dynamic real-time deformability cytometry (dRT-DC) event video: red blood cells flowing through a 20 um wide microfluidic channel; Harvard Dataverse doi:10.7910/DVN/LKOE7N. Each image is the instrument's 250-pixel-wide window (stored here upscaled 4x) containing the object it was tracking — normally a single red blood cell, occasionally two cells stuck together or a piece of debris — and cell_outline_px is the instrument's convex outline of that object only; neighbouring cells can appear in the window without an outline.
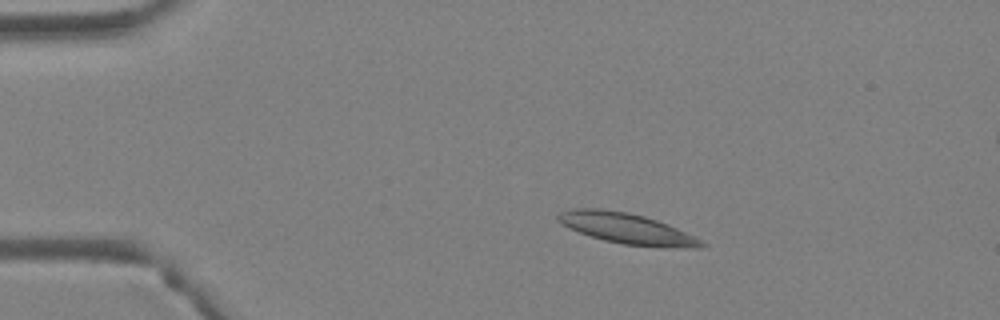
{"species": "Egyptian fruit bat (a non-hibernating species)", "species_latin": "Rousettus aegyptiacus", "temperature_condition": "warm", "stored_images_in_passage": 5, "camera_frame_rate_fps": 3000, "um_per_image_px": 0.085, "animal": {"sex": "female"}, "frame": {"image": 1, "passage_image": 3, "time_ms": 0.667, "image_size_px": [1000, 320], "cell_outline_px": [[708, 244], [704, 248], [668, 248], [624, 244], [604, 240], [580, 232], [556, 220], [556, 216], [560, 212], [572, 208], [600, 208], [628, 212], [644, 216], [668, 224]], "centroid_in_image_um": [53.31, 19.42], "position_along_channel_um": 31.7, "area_um2": 25.43}}